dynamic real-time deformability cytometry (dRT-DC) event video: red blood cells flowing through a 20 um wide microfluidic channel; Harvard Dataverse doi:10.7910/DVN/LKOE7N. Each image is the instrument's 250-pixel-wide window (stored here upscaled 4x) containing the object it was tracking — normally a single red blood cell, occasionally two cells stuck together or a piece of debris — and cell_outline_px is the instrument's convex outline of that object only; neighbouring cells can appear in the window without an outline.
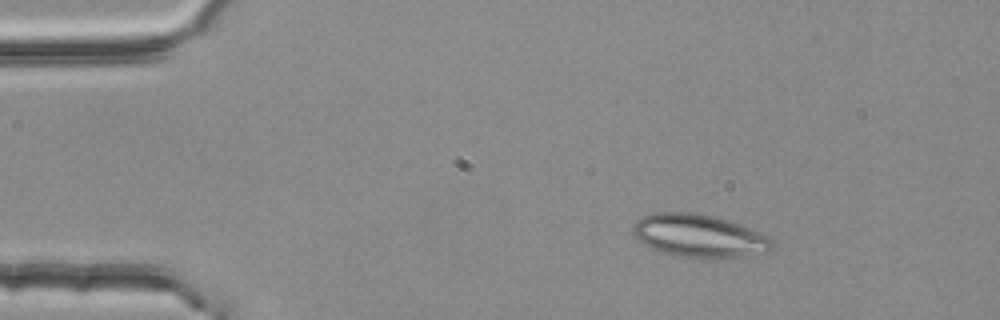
{"species": "common noctule bat (a hibernating species)", "species_latin": "Nyctalus noctula", "temperature_condition": "room temperature", "stored_images_in_passage": 2, "camera_frame_rate_fps": 3000, "um_per_image_px": 0.085, "animal": {"sex": "female", "body_mass_g": 25.1}, "frame": {"image": 1, "passage_image": 1, "time_ms": 0.0, "image_size_px": [1000, 320], "cell_outline_px": [[772, 248], [768, 252], [740, 256], [672, 256], [660, 252], [644, 244], [632, 232], [632, 224], [636, 220], [644, 216], [656, 212], [696, 212], [716, 216], [752, 228], [768, 236], [772, 240]], "centroid_in_image_um": [59.4, 20.0], "position_along_channel_um": 25.6, "area_um2": 34.51}}